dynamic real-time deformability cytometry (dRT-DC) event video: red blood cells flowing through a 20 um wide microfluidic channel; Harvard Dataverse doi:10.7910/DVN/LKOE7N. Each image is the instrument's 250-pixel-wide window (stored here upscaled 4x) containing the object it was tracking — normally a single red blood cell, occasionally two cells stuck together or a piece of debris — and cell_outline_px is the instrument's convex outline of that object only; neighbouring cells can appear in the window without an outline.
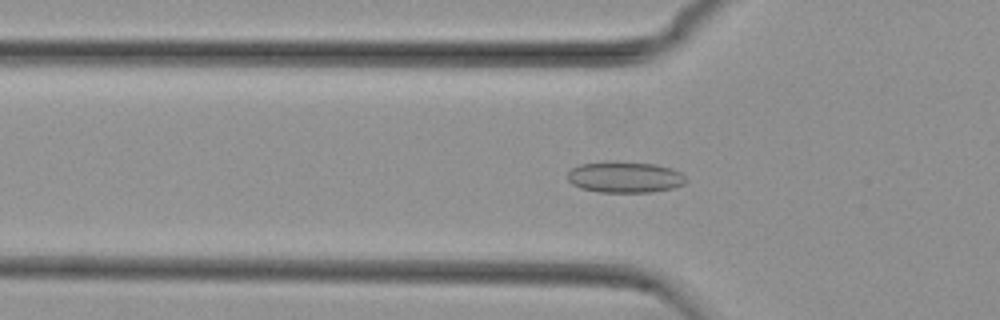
{"species": "common noctule bat (a hibernating species)", "species_latin": "Nyctalus noctula", "temperature_condition": "cold", "stored_images_in_passage": 54, "camera_frame_rate_fps": 3000, "um_per_image_px": 0.085, "animal": {"sex": "female", "body_mass_g": 29.2, "forearm_length_mm": 56.3}, "frame": {"image": 1, "passage_image": 17, "time_ms": 5.333, "image_size_px": [1000, 320], "cell_outline_px": [[688, 180], [684, 184], [672, 188], [652, 192], [600, 192], [580, 188], [572, 184], [568, 180], [568, 172], [572, 168], [580, 164], [604, 160], [616, 160], [656, 164], [672, 168], [680, 172]], "centroid_in_image_um": [53.1, 15.03], "position_along_channel_um": 72.7, "area_um2": 21.96}}
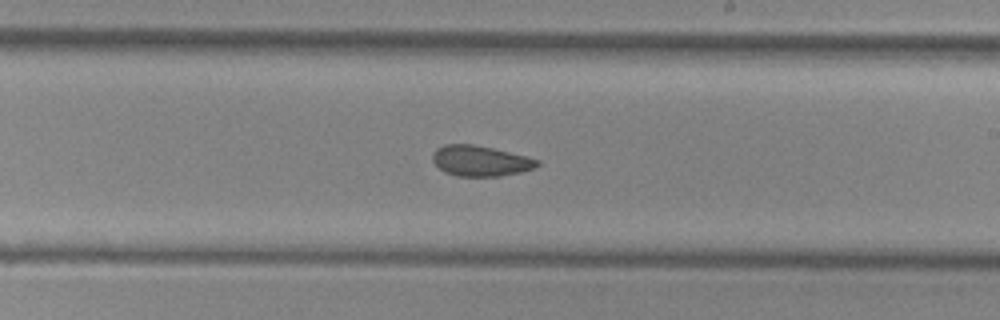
{"frame": {"image": 2, "passage_image": 31, "time_ms": 10.0, "image_size_px": [1000, 320], "cell_outline_px": [[540, 164], [532, 168], [520, 172], [500, 176], [456, 176], [444, 172], [432, 160], [432, 152], [436, 148], [444, 144], [472, 144], [492, 148], [528, 156], [540, 160]], "centroid_in_image_um": [40.81, 13.67], "position_along_channel_um": 248.2, "area_um2": 18.67}}
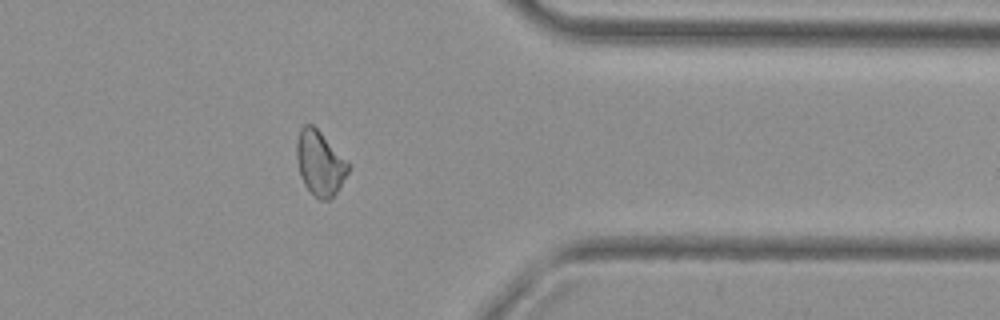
{"frame": {"image": 3, "passage_image": 43, "time_ms": 14.0, "image_size_px": [1000, 320], "cell_outline_px": [[348, 172], [340, 188], [332, 200], [320, 200], [304, 184], [300, 176], [296, 156], [296, 144], [300, 128], [304, 124], [312, 124], [320, 132], [348, 164]], "centroid_in_image_um": [27.16, 13.9], "position_along_channel_um": 384.2, "area_um2": 19.07}, "authors_computed_cell_mechanics": {"area_um2": 19.9699, "velocity_mm_per_s": 3.7524, "shape_relaxation_time_tau1_ms": null, "shape_relaxation_time_tau2_ms": 2.6843, "deformation_change_tau1": null, "deformation_change_tau2": 0.0833}}